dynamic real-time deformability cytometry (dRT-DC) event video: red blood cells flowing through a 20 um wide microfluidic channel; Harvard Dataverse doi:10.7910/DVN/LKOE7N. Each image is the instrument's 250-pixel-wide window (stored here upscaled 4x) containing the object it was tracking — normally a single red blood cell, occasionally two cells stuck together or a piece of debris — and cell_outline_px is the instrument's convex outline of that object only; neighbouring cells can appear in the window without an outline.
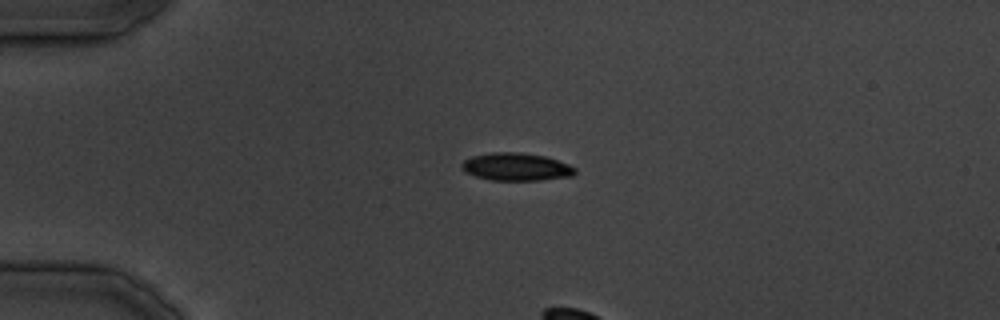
{"species": "common noctule bat (a hibernating species)", "species_latin": "Nyctalus noctula", "temperature_condition": "cold", "stored_images_in_passage": 32, "camera_frame_rate_fps": 3000, "um_per_image_px": 0.085, "animal": {"sex": "male", "body_mass_g": 19.5, "forearm_length_mm": 54.6}, "frame": {"image": 1, "passage_image": 1, "time_ms": 0.0, "image_size_px": [1000, 320], "cell_outline_px": [[576, 172], [572, 176], [540, 180], [492, 180], [476, 176], [464, 172], [460, 168], [460, 164], [464, 160], [472, 156], [492, 152], [520, 152], [544, 156], [568, 164], [576, 168]], "centroid_in_image_um": [43.84, 14.18], "position_along_channel_um": 41.2, "area_um2": 18.32}}
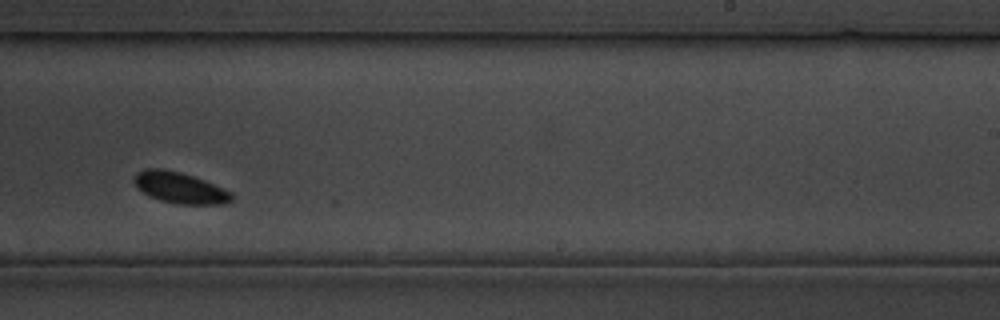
{"frame": {"image": 2, "passage_image": 18, "time_ms": 21.0, "image_size_px": [1000, 320], "cell_outline_px": [[232, 200], [224, 204], [180, 204], [160, 200], [148, 196], [132, 180], [136, 172], [144, 168], [160, 168], [180, 172], [204, 180], [232, 192]], "centroid_in_image_um": [15.27, 15.95], "position_along_channel_um": 273.7, "area_um2": 17.57}}
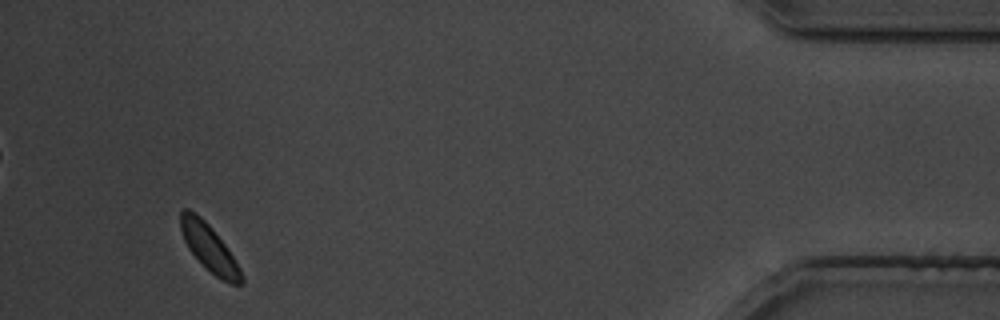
{"frame": {"image": 3, "passage_image": 30, "time_ms": 35.333, "image_size_px": [1000, 320], "cell_outline_px": [[244, 284], [232, 284], [216, 276], [188, 248], [184, 240], [180, 228], [180, 208], [188, 208], [196, 212], [212, 228], [224, 244], [240, 268], [244, 276]], "centroid_in_image_um": [17.77, 21.02], "position_along_channel_um": 417.4, "area_um2": 16.3}}